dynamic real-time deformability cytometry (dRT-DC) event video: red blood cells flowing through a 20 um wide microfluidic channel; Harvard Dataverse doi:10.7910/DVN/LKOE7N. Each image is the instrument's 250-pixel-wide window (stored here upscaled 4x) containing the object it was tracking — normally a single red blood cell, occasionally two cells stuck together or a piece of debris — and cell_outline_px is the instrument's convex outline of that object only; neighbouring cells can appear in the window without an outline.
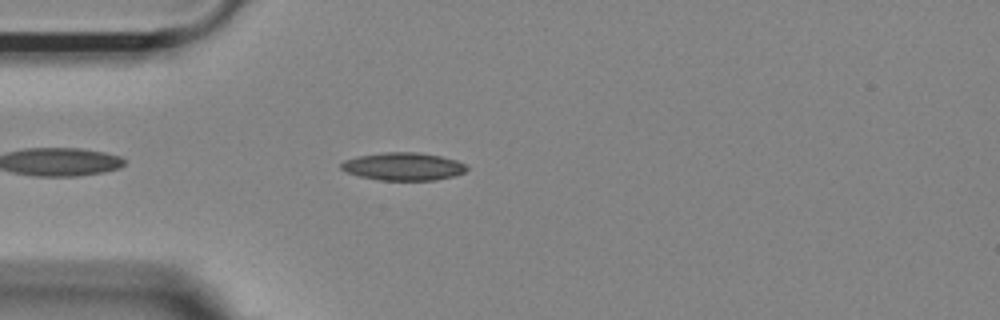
{"species": "Egyptian fruit bat (a non-hibernating species)", "species_latin": "Rousettus aegyptiacus", "temperature_condition": "room temperature", "stored_images_in_passage": 18, "camera_frame_rate_fps": 3000, "um_per_image_px": 0.085, "animal": {"sex": "female"}, "frame": {"image": 1, "passage_image": 4, "time_ms": 1.0, "image_size_px": [1000, 320], "cell_outline_px": [[468, 168], [464, 172], [456, 176], [436, 180], [380, 180], [360, 176], [348, 172], [340, 168], [340, 164], [344, 160], [360, 156], [384, 152], [416, 152], [440, 156], [456, 160], [464, 164]], "centroid_in_image_um": [34.3, 14.15], "position_along_channel_um": 50.7, "area_um2": 20.23}}
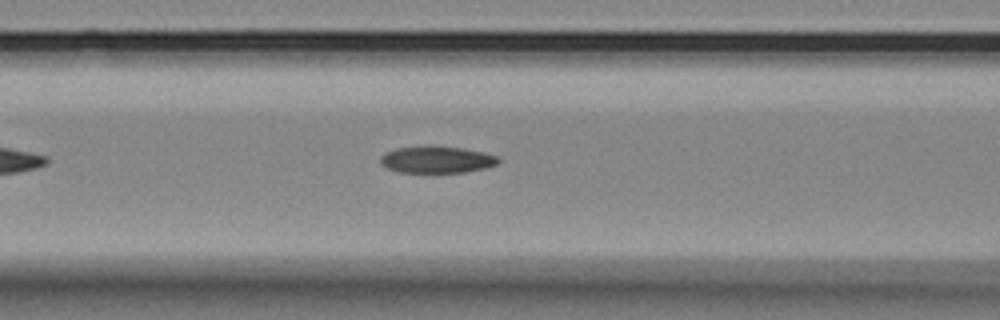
{"frame": {"image": 2, "passage_image": 11, "time_ms": 3.333, "image_size_px": [1000, 320], "cell_outline_px": [[500, 160], [496, 164], [484, 168], [464, 172], [400, 172], [388, 168], [380, 164], [380, 156], [384, 152], [396, 148], [424, 144], [432, 144], [464, 148], [484, 152], [496, 156]], "centroid_in_image_um": [37.07, 13.53], "position_along_channel_um": 129.5, "area_um2": 18.84}}
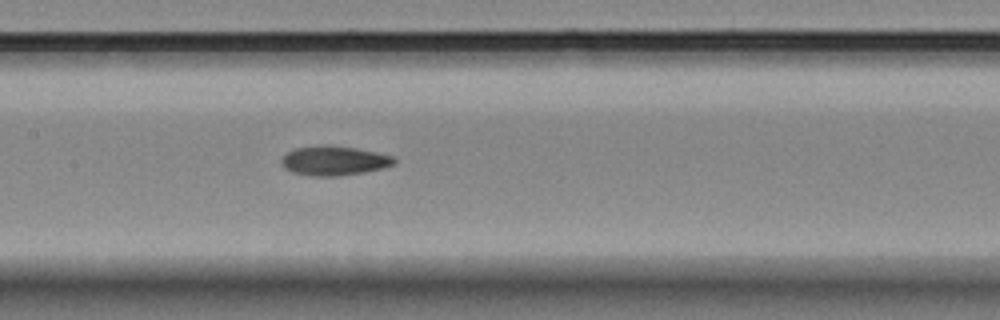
{"frame": {"image": 3, "passage_image": 15, "time_ms": 4.667, "image_size_px": [1000, 320], "cell_outline_px": [[396, 160], [392, 164], [384, 168], [364, 172], [340, 176], [312, 176], [292, 172], [284, 168], [280, 164], [280, 160], [288, 152], [296, 148], [324, 144], [328, 144], [356, 148], [376, 152], [392, 156]], "centroid_in_image_um": [28.37, 13.65], "position_along_channel_um": 179.0, "area_um2": 19.42}}